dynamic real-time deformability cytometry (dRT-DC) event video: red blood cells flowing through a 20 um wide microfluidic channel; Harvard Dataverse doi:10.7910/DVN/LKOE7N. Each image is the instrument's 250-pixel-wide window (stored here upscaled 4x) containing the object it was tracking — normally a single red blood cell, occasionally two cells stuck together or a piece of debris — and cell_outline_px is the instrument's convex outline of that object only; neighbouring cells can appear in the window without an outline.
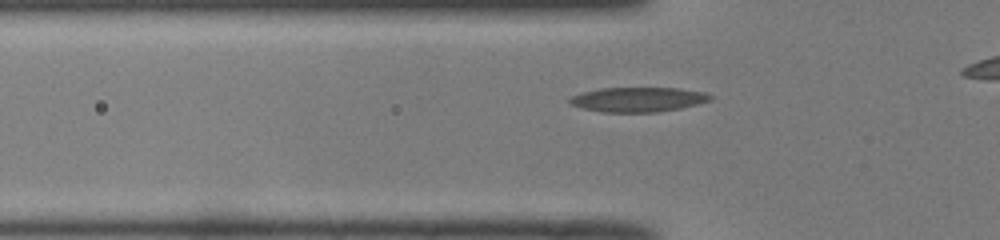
{"species": "common noctule bat (a hibernating species)", "species_latin": "Nyctalus noctula", "temperature_condition": "room temperature", "stored_images_in_passage": 35, "camera_frame_rate_fps": 3000, "um_per_image_px": 0.085, "animal": {"sex": "male", "body_mass_g": 19.0, "forearm_length_mm": 50.8}, "frame": {"image": 1, "passage_image": 10, "time_ms": 3.0, "image_size_px": [1000, 240], "cell_outline_px": [[712, 100], [680, 108], [656, 112], [604, 112], [584, 108], [568, 104], [568, 100], [572, 96], [584, 92], [600, 88], [680, 88], [704, 92], [712, 96]], "centroid_in_image_um": [54.24, 8.45], "position_along_channel_um": 71.6, "area_um2": 20.06}}
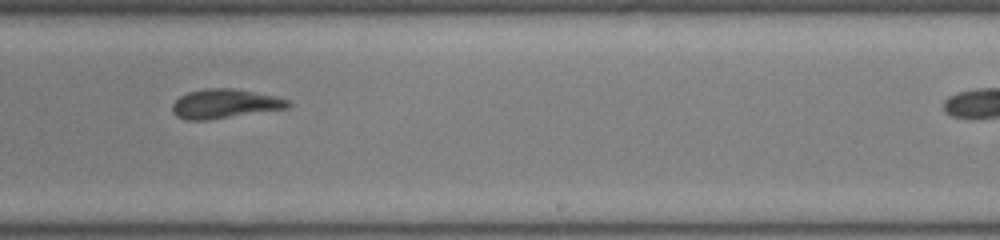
{"frame": {"image": 2, "passage_image": 25, "time_ms": 8.0, "image_size_px": [1000, 240], "cell_outline_px": [[292, 104], [288, 108], [208, 120], [184, 120], [176, 116], [172, 112], [172, 104], [180, 96], [188, 92], [204, 88], [232, 88], [276, 96], [288, 100]], "centroid_in_image_um": [19.08, 8.82], "position_along_channel_um": 269.9, "area_um2": 19.77}}
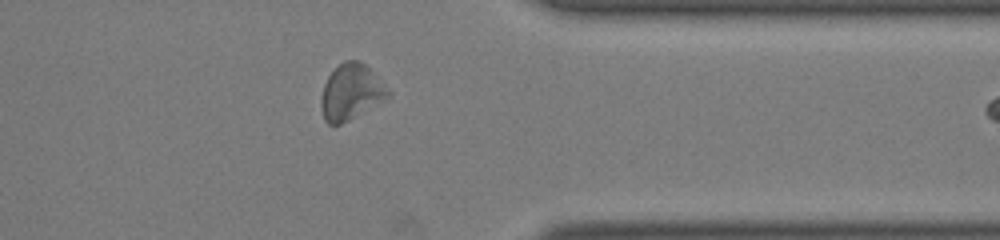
{"frame": {"image": 3, "passage_image": 34, "time_ms": 11.0, "image_size_px": [1000, 240], "cell_outline_px": [[392, 96], [388, 100], [340, 124], [328, 124], [324, 120], [320, 104], [320, 100], [324, 84], [328, 76], [344, 60], [360, 60], [392, 92]], "centroid_in_image_um": [29.86, 7.84], "position_along_channel_um": 381.5, "area_um2": 21.85}}